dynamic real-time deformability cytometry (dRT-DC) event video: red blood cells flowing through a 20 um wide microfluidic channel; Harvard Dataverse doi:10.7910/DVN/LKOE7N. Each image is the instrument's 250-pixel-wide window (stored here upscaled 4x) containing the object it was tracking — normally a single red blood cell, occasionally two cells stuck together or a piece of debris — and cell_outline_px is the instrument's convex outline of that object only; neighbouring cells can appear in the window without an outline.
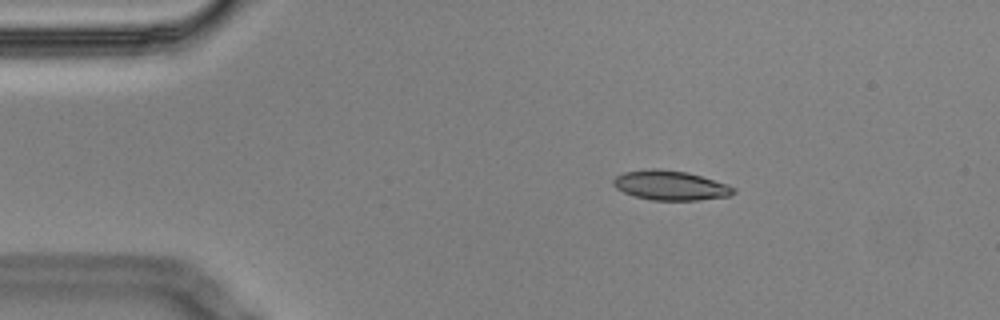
{"species": "Egyptian fruit bat (a non-hibernating species)", "species_latin": "Rousettus aegyptiacus", "temperature_condition": "cold", "stored_images_in_passage": 51, "segment_of_instrument_passage": [1, 2], "camera_frame_rate_fps": 3000, "um_per_image_px": 0.085, "animal": {"sex": "male"}, "frame": {"image": 1, "passage_image": 3, "time_ms": 0.667, "image_size_px": [1000, 320], "cell_outline_px": [[736, 192], [728, 196], [696, 200], [652, 200], [636, 196], [624, 192], [616, 188], [612, 184], [612, 180], [616, 176], [624, 172], [652, 168], [660, 168], [688, 172], [728, 184], [736, 188]], "centroid_in_image_um": [56.99, 15.74], "position_along_channel_um": 28.0, "area_um2": 20.75}}
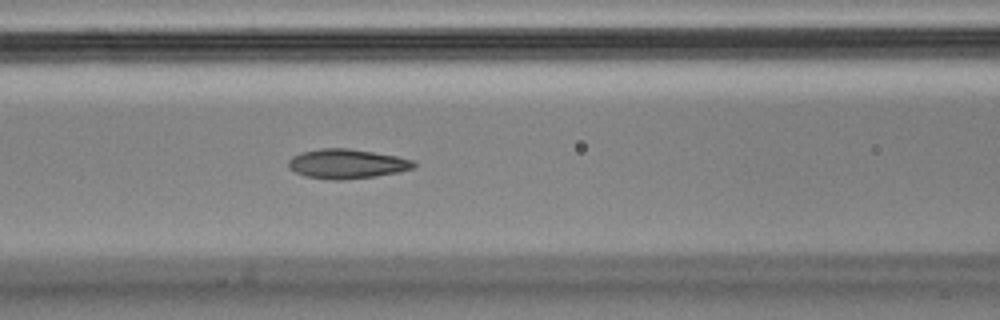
{"frame": {"image": 2, "passage_image": 17, "time_ms": 5.333, "image_size_px": [1000, 320], "cell_outline_px": [[416, 168], [376, 176], [344, 180], [332, 180], [304, 176], [288, 168], [288, 160], [292, 156], [304, 152], [320, 148], [348, 148], [396, 156], [416, 160]], "centroid_in_image_um": [29.49, 13.93], "position_along_channel_um": 137.1, "area_um2": 21.62}}
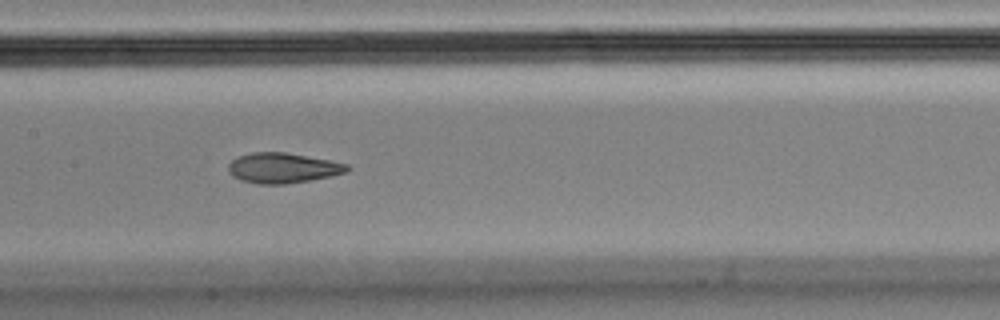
{"frame": {"image": 3, "passage_image": 21, "time_ms": 6.667, "image_size_px": [1000, 320], "cell_outline_px": [[352, 168], [344, 172], [332, 176], [284, 184], [256, 184], [240, 180], [232, 176], [228, 172], [228, 164], [236, 156], [252, 152], [284, 152], [328, 160], [348, 164]], "centroid_in_image_um": [23.98, 14.28], "position_along_channel_um": 183.4, "area_um2": 20.92}}